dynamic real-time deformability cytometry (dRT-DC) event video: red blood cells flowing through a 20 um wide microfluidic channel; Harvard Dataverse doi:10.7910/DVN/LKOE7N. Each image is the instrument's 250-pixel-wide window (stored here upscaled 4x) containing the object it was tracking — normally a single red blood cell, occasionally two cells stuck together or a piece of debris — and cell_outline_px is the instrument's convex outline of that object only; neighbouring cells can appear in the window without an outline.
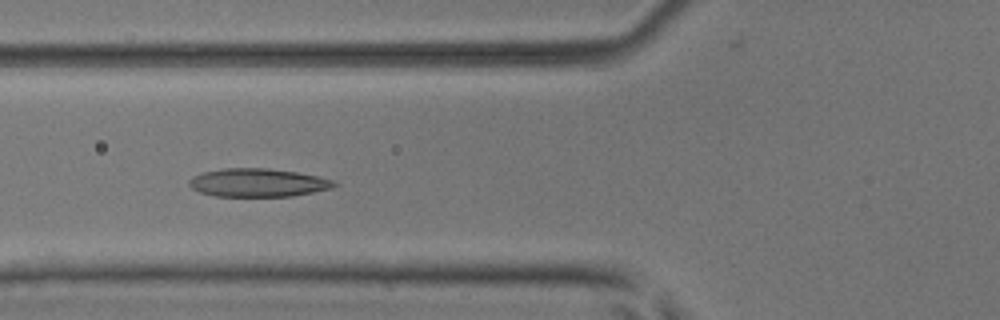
{"species": "common noctule bat (a hibernating species)", "species_latin": "Nyctalus noctula", "temperature_condition": "room temperature", "stored_images_in_passage": 9, "camera_frame_rate_fps": 3000, "um_per_image_px": 0.085, "animal": {"sex": "male", "body_mass_g": 17.9, "forearm_length_mm": 54.2}, "frame": {"image": 1, "passage_image": 6, "time_ms": 1.667, "image_size_px": [1000, 320], "cell_outline_px": [[340, 184], [332, 188], [292, 196], [216, 196], [200, 192], [192, 188], [188, 184], [188, 180], [192, 176], [204, 172], [224, 168], [268, 168], [296, 172], [316, 176], [332, 180]], "centroid_in_image_um": [21.91, 15.52], "position_along_channel_um": 103.9, "area_um2": 23.81}}
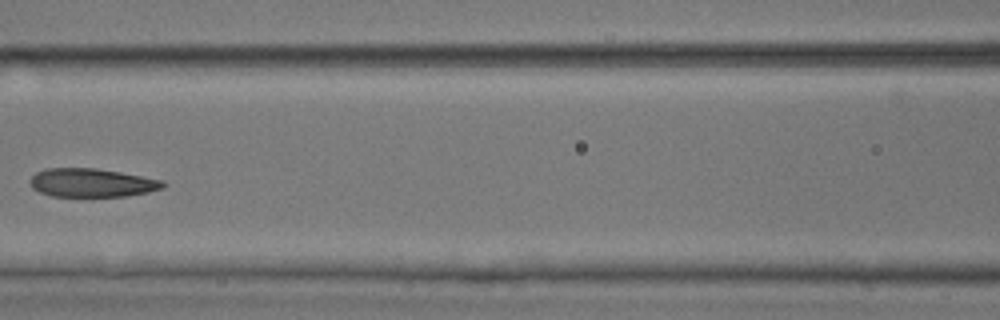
{"frame": {"image": 2, "passage_image": 7, "time_ms": 2.0, "image_size_px": [1000, 320], "cell_outline_px": [[168, 184], [164, 188], [148, 192], [124, 196], [52, 196], [40, 192], [32, 188], [28, 180], [36, 172], [48, 168], [96, 168], [120, 172], [164, 180]], "centroid_in_image_um": [7.82, 15.53], "position_along_channel_um": 158.8, "area_um2": 22.2}}
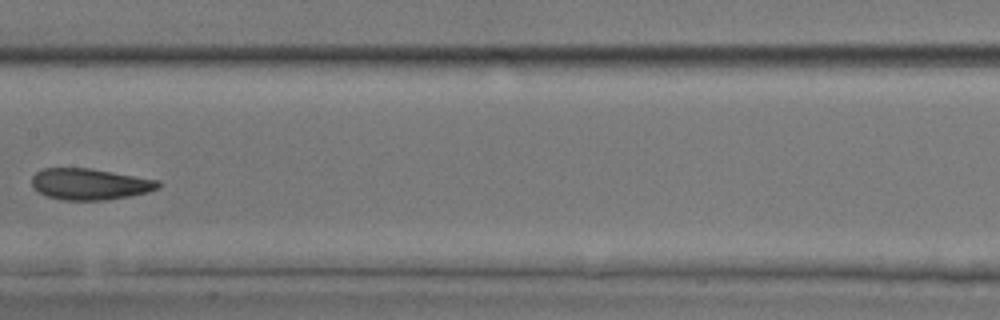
{"frame": {"image": 3, "passage_image": 8, "time_ms": 2.333, "image_size_px": [1000, 320], "cell_outline_px": [[160, 188], [148, 192], [128, 196], [104, 200], [60, 200], [44, 196], [32, 188], [32, 176], [36, 172], [44, 168], [92, 168], [156, 180], [160, 184]], "centroid_in_image_um": [7.57, 15.65], "position_along_channel_um": 199.8, "area_um2": 23.12}}